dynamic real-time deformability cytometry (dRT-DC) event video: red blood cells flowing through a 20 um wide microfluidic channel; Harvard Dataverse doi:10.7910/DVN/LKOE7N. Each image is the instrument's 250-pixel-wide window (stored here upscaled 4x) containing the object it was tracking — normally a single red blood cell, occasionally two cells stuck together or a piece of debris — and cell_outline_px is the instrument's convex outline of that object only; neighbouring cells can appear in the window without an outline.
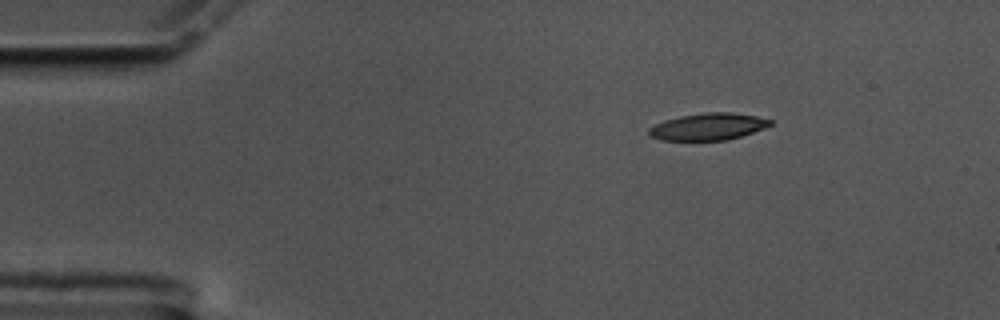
{"species": "common noctule bat (a hibernating species)", "species_latin": "Nyctalus noctula", "temperature_condition": "cold", "stored_images_in_passage": 50, "camera_frame_rate_fps": 3000, "um_per_image_px": 0.085, "animal": {"sex": "male", "body_mass_g": 17.5, "forearm_length_mm": 52.3}, "frame": {"image": 1, "passage_image": 1, "time_ms": 0.0, "image_size_px": [1000, 320], "cell_outline_px": [[772, 124], [764, 128], [728, 140], [660, 140], [652, 136], [648, 132], [648, 128], [664, 120], [680, 116], [704, 112], [728, 112], [756, 116], [772, 120]], "centroid_in_image_um": [60.18, 10.76], "position_along_channel_um": 24.8, "area_um2": 18.9}}
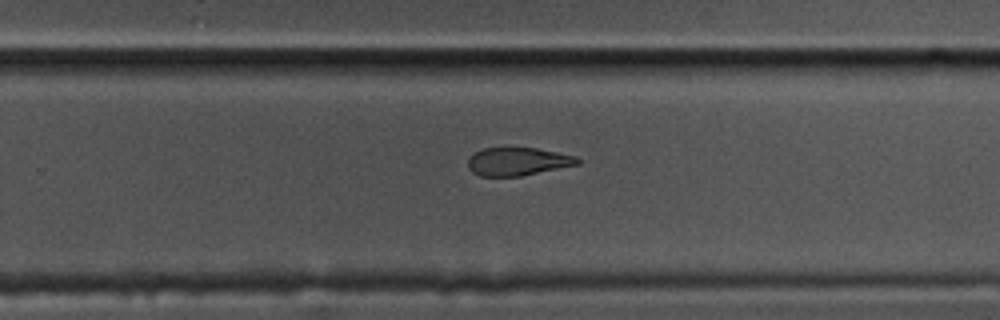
{"frame": {"image": 2, "passage_image": 29, "time_ms": 9.333, "image_size_px": [1000, 320], "cell_outline_px": [[580, 164], [520, 176], [480, 176], [472, 172], [468, 168], [468, 160], [476, 152], [484, 148], [536, 148], [576, 156], [580, 160]], "centroid_in_image_um": [44.02, 13.73], "position_along_channel_um": 285.8, "area_um2": 17.74}}
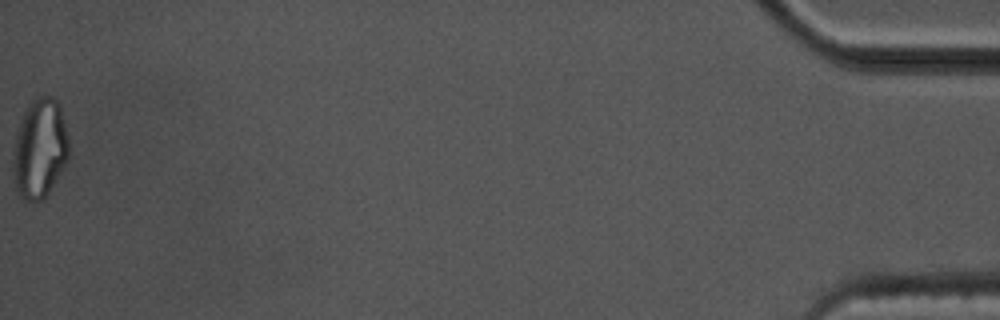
{"frame": {"image": 3, "passage_image": 50, "time_ms": 16.333, "image_size_px": [1000, 320], "cell_outline_px": [[68, 160], [44, 200], [24, 200], [16, 192], [12, 176], [12, 152], [16, 132], [20, 120], [28, 104], [32, 100], [40, 96], [52, 96], [60, 104], [68, 136]], "centroid_in_image_um": [3.35, 12.64], "position_along_channel_um": 431.8, "area_um2": 32.89}, "authors_computed_cell_mechanics": {"area_um2": 19.7965, "velocity_mm_per_s": 3.5121, "shape_relaxation_time_tau1_ms": 5.2202, "shape_relaxation_time_tau2_ms": 4.758, "deformation_change_tau1": 0.1657, "deformation_change_tau2": 0.1391}}